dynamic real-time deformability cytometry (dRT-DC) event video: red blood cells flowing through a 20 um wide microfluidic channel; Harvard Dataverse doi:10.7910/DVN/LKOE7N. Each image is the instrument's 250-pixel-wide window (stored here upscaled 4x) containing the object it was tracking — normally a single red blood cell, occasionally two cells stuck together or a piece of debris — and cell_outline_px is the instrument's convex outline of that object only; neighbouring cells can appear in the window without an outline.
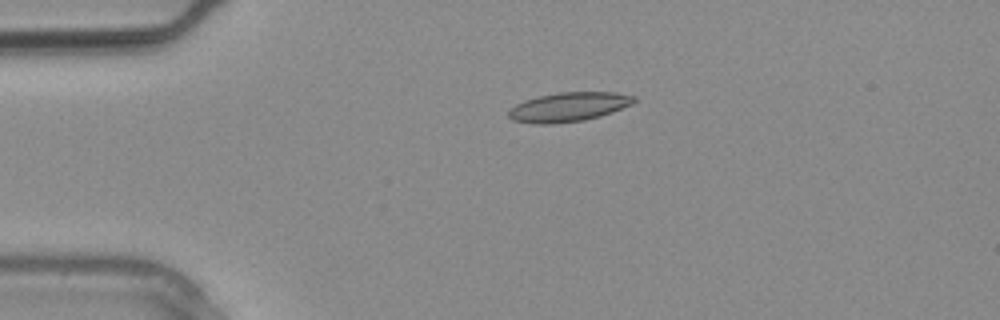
{"species": "common noctule bat (a hibernating species)", "species_latin": "Nyctalus noctula", "temperature_condition": "warm", "stored_images_in_passage": 2, "camera_frame_rate_fps": 3000, "um_per_image_px": 0.085, "animal": {"sex": "male", "body_mass_g": 20.4}, "frame": {"image": 1, "passage_image": 2, "time_ms": 0.333, "image_size_px": [1000, 320], "cell_outline_px": [[636, 100], [632, 104], [612, 112], [600, 116], [584, 120], [552, 124], [532, 124], [512, 120], [508, 116], [508, 108], [524, 100], [540, 96], [560, 92], [616, 92], [636, 96]], "centroid_in_image_um": [48.31, 9.09], "position_along_channel_um": 36.7, "area_um2": 21.5}}